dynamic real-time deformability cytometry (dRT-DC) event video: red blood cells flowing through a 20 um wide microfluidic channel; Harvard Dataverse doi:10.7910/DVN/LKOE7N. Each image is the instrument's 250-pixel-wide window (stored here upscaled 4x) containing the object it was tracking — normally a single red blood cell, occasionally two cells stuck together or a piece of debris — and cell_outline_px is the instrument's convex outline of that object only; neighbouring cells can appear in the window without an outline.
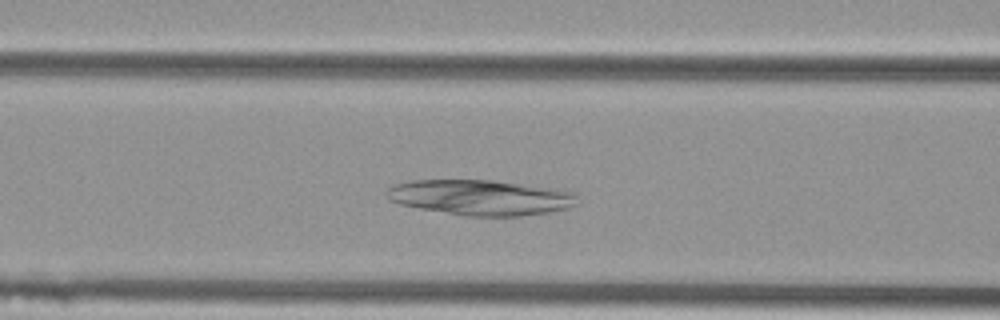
{"species": "Egyptian fruit bat (a non-hibernating species)", "species_latin": "Rousettus aegyptiacus", "temperature_condition": "cold", "stored_images_in_passage": 38, "camera_frame_rate_fps": 3000, "um_per_image_px": 0.085, "animal": {"sex": "female"}, "frame": {"image": 1, "passage_image": 13, "time_ms": 4.0, "image_size_px": [1000, 320], "cell_outline_px": [[576, 204], [568, 208], [548, 212], [520, 216], [464, 216], [420, 208], [400, 204], [388, 200], [384, 192], [392, 184], [412, 180], [492, 180], [548, 188], [572, 192], [576, 196]], "centroid_in_image_um": [40.76, 16.79], "position_along_channel_um": 125.8, "area_um2": 39.07}}
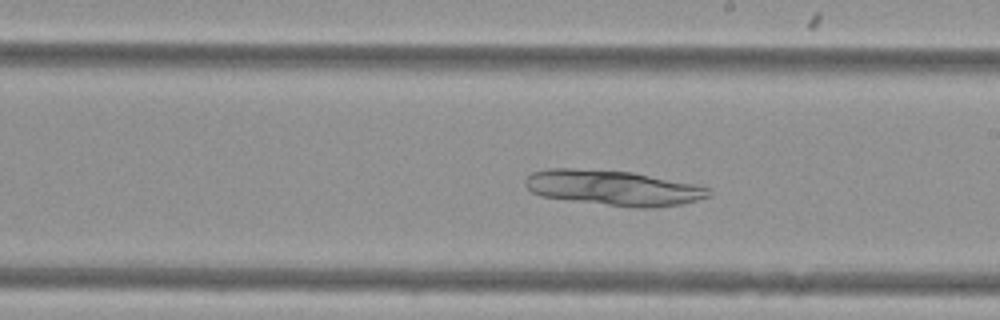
{"frame": {"image": 2, "passage_image": 22, "time_ms": 7.0, "image_size_px": [1000, 320], "cell_outline_px": [[712, 192], [708, 196], [684, 204], [656, 208], [636, 208], [540, 196], [532, 192], [524, 184], [524, 180], [532, 172], [548, 168], [572, 168], [632, 172], [696, 184], [712, 188]], "centroid_in_image_um": [52.16, 15.97], "position_along_channel_um": 236.8, "area_um2": 37.74}}
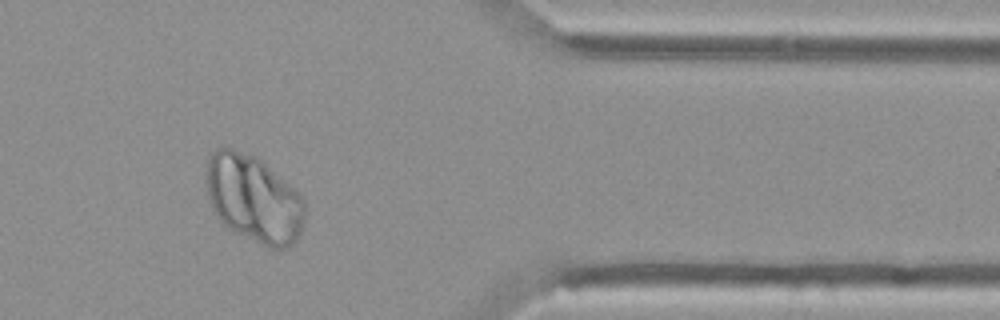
{"frame": {"image": 3, "passage_image": 36, "time_ms": 11.667, "image_size_px": [1000, 320], "cell_outline_px": [[304, 224], [296, 240], [292, 244], [284, 248], [268, 248], [228, 228], [216, 216], [208, 200], [204, 176], [204, 164], [208, 156], [216, 148], [232, 148], [256, 156], [288, 184], [304, 200]], "centroid_in_image_um": [21.49, 16.88], "position_along_channel_um": 389.9, "area_um2": 50.4}}